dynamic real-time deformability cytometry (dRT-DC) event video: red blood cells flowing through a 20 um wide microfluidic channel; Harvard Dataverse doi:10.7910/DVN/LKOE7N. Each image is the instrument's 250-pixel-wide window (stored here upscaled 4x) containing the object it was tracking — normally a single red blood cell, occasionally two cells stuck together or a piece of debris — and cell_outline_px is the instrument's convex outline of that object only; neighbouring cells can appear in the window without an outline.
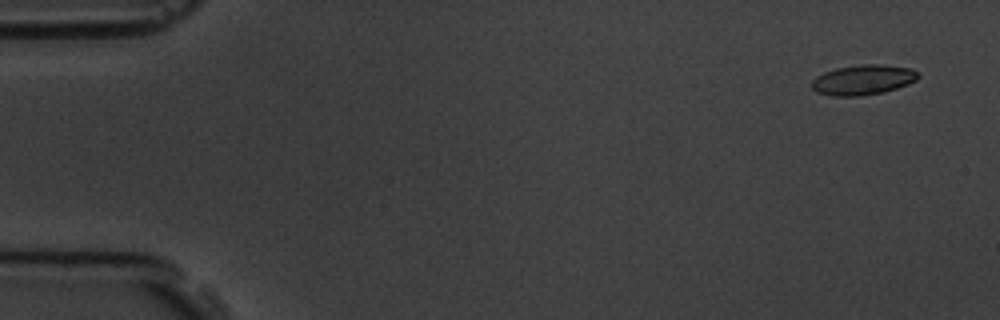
{"species": "common noctule bat (a hibernating species)", "species_latin": "Nyctalus noctula", "temperature_condition": "room temperature", "stored_images_in_passage": 4, "camera_frame_rate_fps": 3000, "um_per_image_px": 0.085, "animal": {"sex": "male", "body_mass_g": 19.5, "forearm_length_mm": 54.6}, "frame": {"image": 1, "passage_image": 1, "time_ms": 0.0, "image_size_px": [1000, 320], "cell_outline_px": [[920, 76], [916, 80], [908, 84], [884, 92], [860, 96], [832, 96], [816, 92], [812, 88], [812, 80], [816, 76], [824, 72], [836, 68], [860, 64], [880, 64], [912, 68], [920, 72]], "centroid_in_image_um": [73.37, 6.78], "position_along_channel_um": 11.6, "area_um2": 18.84}}
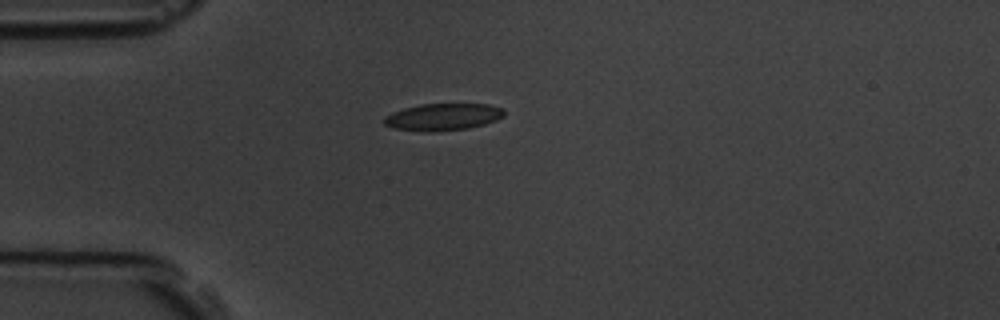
{"frame": {"image": 2, "passage_image": 4, "time_ms": 4.0, "image_size_px": [1000, 320], "cell_outline_px": [[504, 116], [496, 120], [484, 124], [468, 128], [436, 132], [424, 132], [392, 128], [384, 124], [384, 116], [392, 112], [404, 108], [420, 104], [488, 104], [500, 108], [504, 112]], "centroid_in_image_um": [37.6, 9.95], "position_along_channel_um": 47.4, "area_um2": 18.96}}